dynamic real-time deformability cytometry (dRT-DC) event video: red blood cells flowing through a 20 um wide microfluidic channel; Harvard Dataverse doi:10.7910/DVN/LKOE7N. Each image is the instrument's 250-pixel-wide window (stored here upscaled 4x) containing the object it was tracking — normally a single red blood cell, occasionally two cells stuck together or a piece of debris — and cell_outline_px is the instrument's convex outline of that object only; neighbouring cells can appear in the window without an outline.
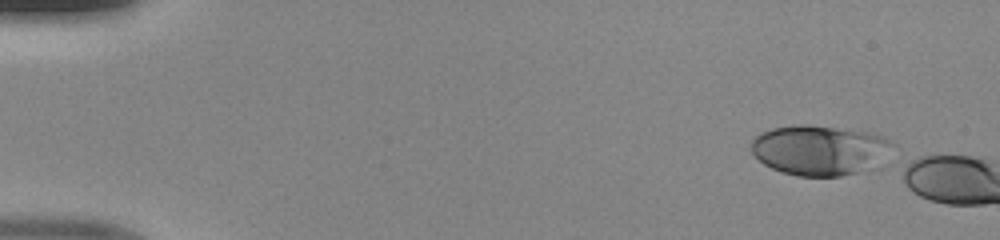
{"species": "human", "species_latin": "Homo sapiens", "temperature_condition": "room temperature", "stored_images_in_passage": 3, "camera_frame_rate_fps": 3000, "um_per_image_px": 0.085, "donor": {"sex": "male"}, "frame": {"image": 1, "passage_image": 1, "time_ms": 0.0, "image_size_px": [1000, 240], "cell_outline_px": [[896, 144], [884, 168], [840, 176], [796, 176], [772, 168], [764, 164], [752, 152], [752, 140], [760, 132], [772, 128], [800, 124], [808, 124], [864, 132], [884, 136]], "centroid_in_image_um": [69.81, 12.79], "position_along_channel_um": 15.2, "area_um2": 42.19}}